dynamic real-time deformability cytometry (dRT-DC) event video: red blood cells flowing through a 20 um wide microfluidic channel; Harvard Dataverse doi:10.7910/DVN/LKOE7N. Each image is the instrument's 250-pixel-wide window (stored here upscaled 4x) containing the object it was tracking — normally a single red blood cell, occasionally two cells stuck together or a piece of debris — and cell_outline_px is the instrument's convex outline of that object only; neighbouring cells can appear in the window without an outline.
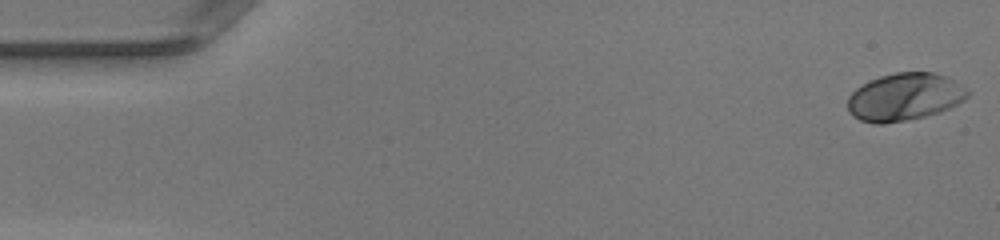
{"species": "human", "species_latin": "Homo sapiens", "temperature_condition": "warm", "stored_images_in_passage": 49, "camera_frame_rate_fps": 3000, "um_per_image_px": 0.085, "donor": {"sex": "female"}, "frame": {"image": 1, "passage_image": 1, "time_ms": 0.0, "image_size_px": [1000, 240], "cell_outline_px": [[972, 92], [964, 100], [940, 112], [924, 116], [884, 124], [876, 124], [860, 120], [852, 116], [848, 112], [848, 96], [856, 88], [880, 76], [896, 72], [932, 72], [944, 76], [952, 80]], "centroid_in_image_um": [76.87, 8.25], "position_along_channel_um": 8.1, "area_um2": 33.0}}
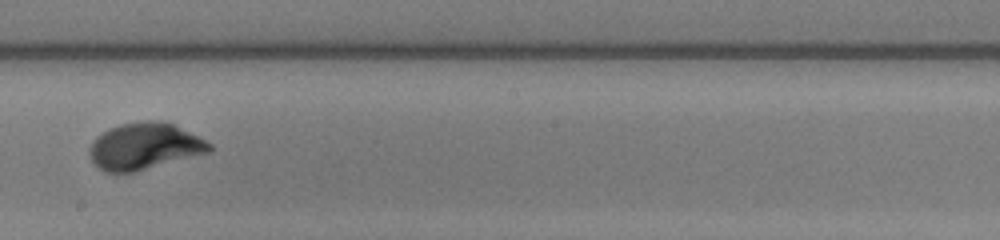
{"frame": {"image": 2, "passage_image": 28, "time_ms": 9.0, "image_size_px": [1000, 240], "cell_outline_px": [[212, 148], [208, 152], [136, 172], [104, 172], [92, 164], [88, 152], [88, 148], [96, 136], [120, 124], [148, 120], [160, 120], [172, 124], [212, 144]], "centroid_in_image_um": [12.21, 12.45], "position_along_channel_um": 236.0, "area_um2": 32.37}}
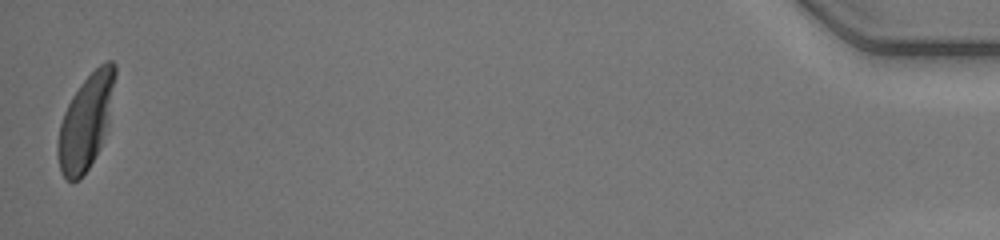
{"frame": {"image": 3, "passage_image": 49, "time_ms": 16.0, "image_size_px": [1000, 240], "cell_outline_px": [[116, 76], [108, 124], [100, 148], [88, 168], [80, 180], [72, 184], [60, 172], [56, 152], [56, 144], [60, 124], [64, 112], [72, 96], [80, 84], [100, 64], [108, 60], [112, 60], [116, 64]], "centroid_in_image_um": [7.28, 10.38], "position_along_channel_um": 427.9, "area_um2": 31.73}, "authors_computed_cell_mechanics": {"area_um2": 31.6744, "velocity_mm_per_s": 4.1641, "shape_relaxation_time_tau1_ms": 1.9477, "shape_relaxation_time_tau2_ms": null, "deformation_change_tau1": 0.145, "deformation_change_tau2": null}}